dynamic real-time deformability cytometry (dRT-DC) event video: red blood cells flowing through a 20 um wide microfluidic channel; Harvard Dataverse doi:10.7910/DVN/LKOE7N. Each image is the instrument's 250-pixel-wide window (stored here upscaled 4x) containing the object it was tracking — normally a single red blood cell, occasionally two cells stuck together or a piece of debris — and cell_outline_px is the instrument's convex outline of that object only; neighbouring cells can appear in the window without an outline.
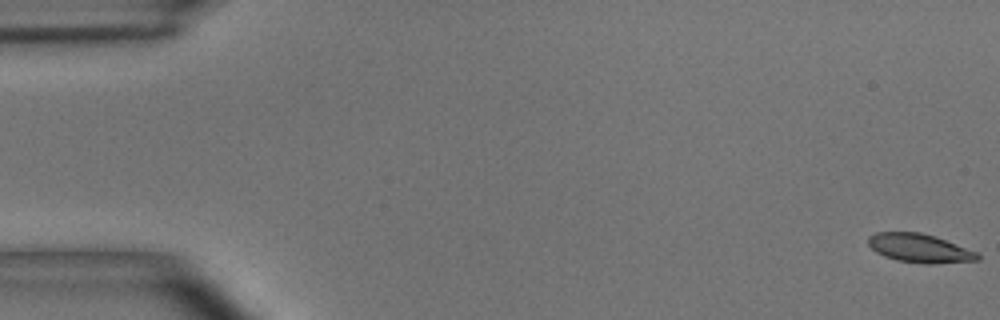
{"species": "common noctule bat (a hibernating species)", "species_latin": "Nyctalus noctula", "temperature_condition": "room temperature", "stored_images_in_passage": 38, "camera_frame_rate_fps": 3000, "um_per_image_px": 0.085, "animal": {"sex": "male", "body_mass_g": 15.6}, "frame": {"image": 1, "passage_image": 1, "time_ms": 0.0, "image_size_px": [1000, 320], "cell_outline_px": [[980, 260], [936, 264], [924, 264], [896, 260], [884, 256], [876, 252], [868, 244], [868, 236], [876, 232], [920, 232], [936, 236], [976, 252], [980, 256]], "centroid_in_image_um": [78.16, 21.1], "position_along_channel_um": 6.8, "area_um2": 18.38}}
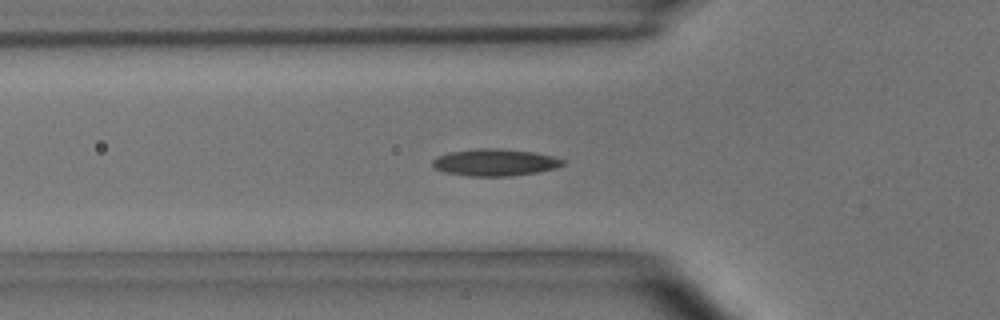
{"frame": {"image": 2, "passage_image": 19, "time_ms": 6.0, "image_size_px": [1000, 320], "cell_outline_px": [[564, 164], [556, 168], [536, 172], [512, 176], [468, 176], [444, 172], [436, 168], [432, 164], [432, 160], [436, 156], [448, 152], [480, 148], [500, 148], [532, 152], [552, 156], [564, 160]], "centroid_in_image_um": [42.04, 13.8], "position_along_channel_um": 83.8, "area_um2": 20.46}}
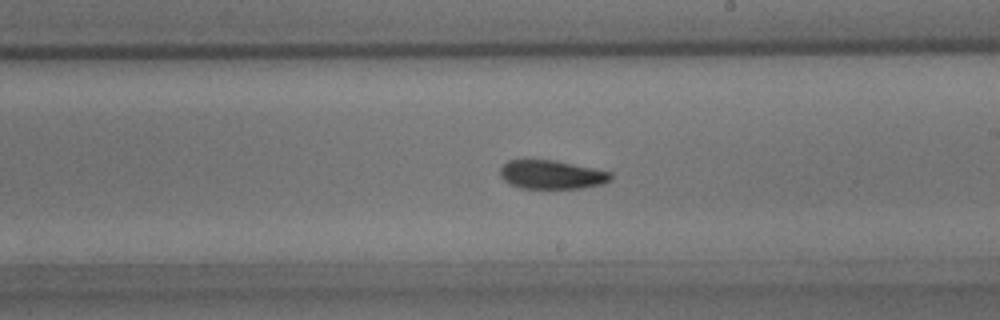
{"frame": {"image": 3, "passage_image": 32, "time_ms": 10.333, "image_size_px": [1000, 320], "cell_outline_px": [[612, 180], [604, 184], [580, 188], [520, 188], [508, 184], [500, 176], [500, 168], [508, 160], [556, 160], [596, 168], [612, 172]], "centroid_in_image_um": [46.92, 14.84], "position_along_channel_um": 242.1, "area_um2": 18.79}}